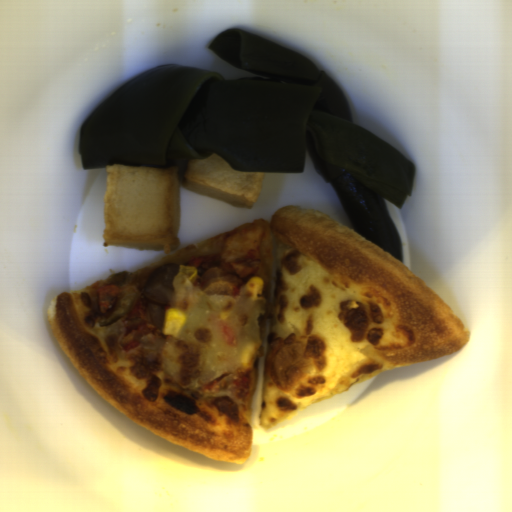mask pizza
Here are the masks:
<instances>
[{"label": "pizza", "instance_id": "pizza-1", "mask_svg": "<svg viewBox=\"0 0 512 512\" xmlns=\"http://www.w3.org/2000/svg\"><path fill=\"white\" fill-rule=\"evenodd\" d=\"M265 229L263 266L241 278L235 296L262 298V347L247 369L182 388L161 364L157 328L125 351L123 317L98 321L165 264L222 256L232 235ZM261 277L263 293L247 283ZM120 289L100 313L97 292ZM66 356L95 393L133 422L211 459L248 461L253 400L263 358L258 425L269 430L387 369L436 360L466 347L471 331L402 261L347 225L310 207L286 206L253 222L184 246L140 270H123L87 288L62 291L46 310Z\"/></svg>", "mask_w": 512, "mask_h": 512}]
</instances>
